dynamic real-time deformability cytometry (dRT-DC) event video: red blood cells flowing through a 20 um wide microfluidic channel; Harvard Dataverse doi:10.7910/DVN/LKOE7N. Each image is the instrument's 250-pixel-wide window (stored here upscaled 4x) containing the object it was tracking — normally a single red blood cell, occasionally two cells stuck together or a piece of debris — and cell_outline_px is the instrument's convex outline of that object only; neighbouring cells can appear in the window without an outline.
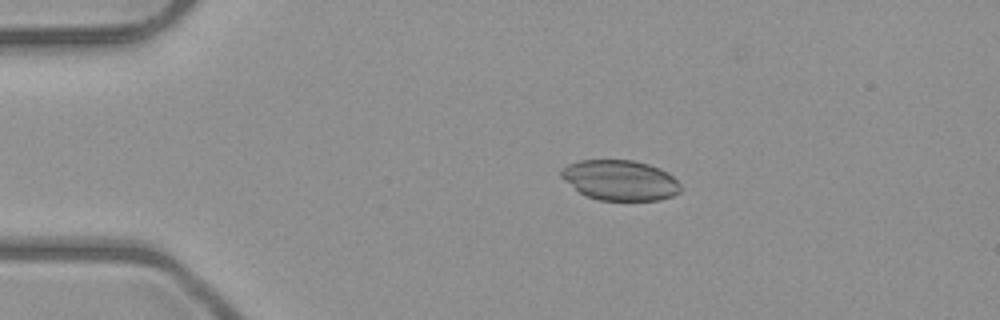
{"species": "common noctule bat (a hibernating species)", "species_latin": "Nyctalus noctula", "temperature_condition": "room temperature", "stored_images_in_passage": 4, "camera_frame_rate_fps": 3000, "um_per_image_px": 0.085, "animal": {"sex": "male", "body_mass_g": 23.1, "forearm_length_mm": 52.7}, "frame": {"image": 1, "passage_image": 1, "time_ms": 0.0, "image_size_px": [1000, 320], "cell_outline_px": [[680, 192], [672, 196], [660, 200], [600, 200], [588, 196], [580, 192], [560, 176], [560, 172], [568, 164], [580, 160], [632, 160], [648, 164], [660, 168], [668, 172], [680, 184]], "centroid_in_image_um": [52.73, 15.31], "position_along_channel_um": 32.3, "area_um2": 27.8}}